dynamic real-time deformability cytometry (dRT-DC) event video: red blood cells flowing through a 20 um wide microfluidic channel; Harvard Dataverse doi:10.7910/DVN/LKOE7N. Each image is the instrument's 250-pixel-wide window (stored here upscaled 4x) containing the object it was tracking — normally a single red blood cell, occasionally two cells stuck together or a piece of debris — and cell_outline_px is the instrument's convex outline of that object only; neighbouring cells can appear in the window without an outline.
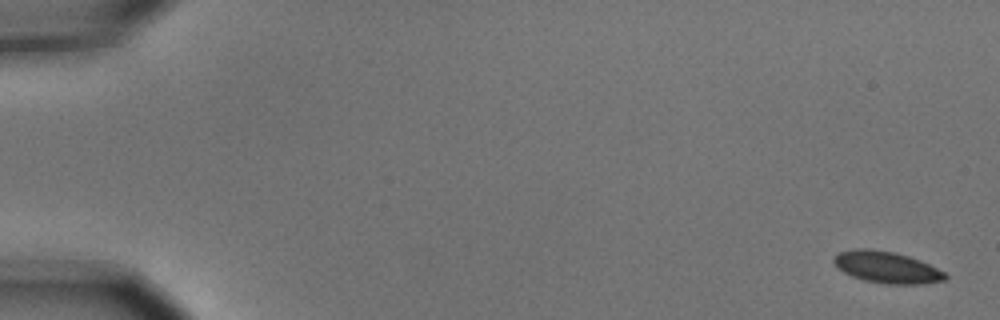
{"species": "common noctule bat (a hibernating species)", "species_latin": "Nyctalus noctula", "temperature_condition": "cold", "stored_images_in_passage": 5, "camera_frame_rate_fps": 3000, "um_per_image_px": 0.085, "animal": {"sex": "male", "body_mass_g": 15.6}, "frame": {"image": 1, "passage_image": 1, "time_ms": 0.0, "image_size_px": [1000, 320], "cell_outline_px": [[948, 276], [944, 280], [924, 284], [884, 284], [864, 280], [852, 276], [836, 268], [832, 260], [832, 256], [836, 252], [856, 248], [868, 248], [892, 252], [908, 256], [920, 260], [944, 272]], "centroid_in_image_um": [75.31, 22.71], "position_along_channel_um": 9.7, "area_um2": 20.69}}
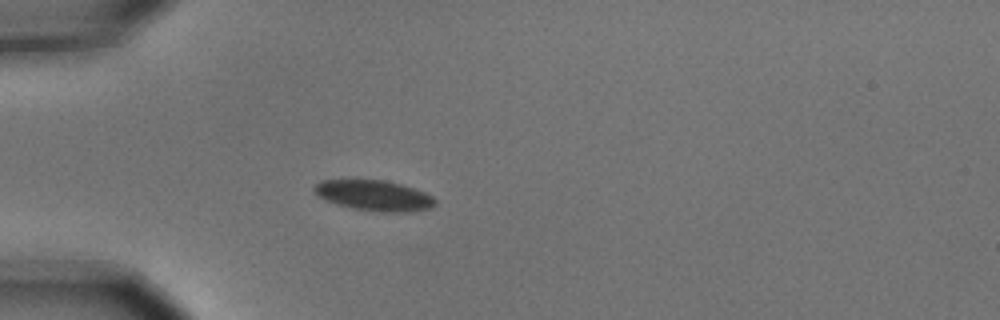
{"frame": {"image": 2, "passage_image": 5, "time_ms": 1.333, "image_size_px": [1000, 320], "cell_outline_px": [[436, 204], [432, 208], [412, 212], [376, 212], [352, 208], [336, 204], [324, 200], [312, 188], [320, 180], [384, 180], [400, 184], [424, 192], [432, 196], [436, 200]], "centroid_in_image_um": [31.81, 16.63], "position_along_channel_um": 53.2, "area_um2": 21.56}}